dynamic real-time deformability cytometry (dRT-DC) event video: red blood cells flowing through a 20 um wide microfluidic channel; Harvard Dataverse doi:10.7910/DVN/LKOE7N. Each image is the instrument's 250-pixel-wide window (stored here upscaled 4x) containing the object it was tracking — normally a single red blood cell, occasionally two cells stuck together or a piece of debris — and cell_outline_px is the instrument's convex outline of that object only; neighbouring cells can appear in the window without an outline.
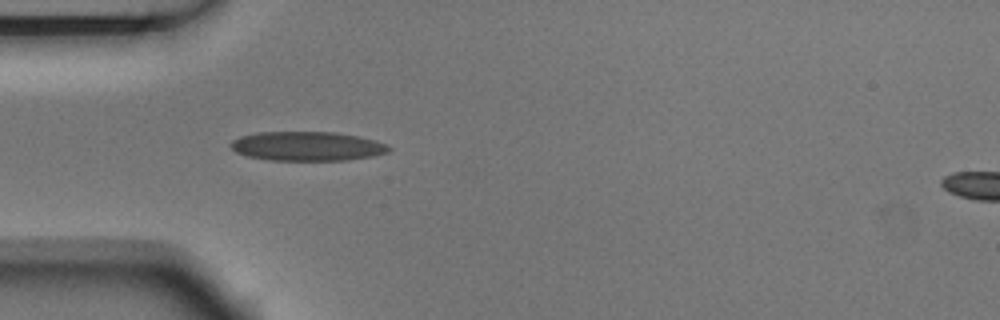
{"species": "Egyptian fruit bat (a non-hibernating species)", "species_latin": "Rousettus aegyptiacus", "temperature_condition": "room temperature", "stored_images_in_passage": 4, "segment_of_instrument_passage": [1, 2], "camera_frame_rate_fps": 3000, "um_per_image_px": 0.085, "animal": {"sex": "male"}, "frame": {"image": 1, "passage_image": 3, "time_ms": 0.667, "image_size_px": [1000, 320], "cell_outline_px": [[392, 148], [388, 152], [372, 156], [344, 160], [268, 160], [248, 156], [236, 152], [228, 144], [232, 140], [240, 136], [256, 132], [332, 132], [360, 136], [376, 140], [388, 144]], "centroid_in_image_um": [26.11, 12.42], "position_along_channel_um": 58.9, "area_um2": 27.05}}